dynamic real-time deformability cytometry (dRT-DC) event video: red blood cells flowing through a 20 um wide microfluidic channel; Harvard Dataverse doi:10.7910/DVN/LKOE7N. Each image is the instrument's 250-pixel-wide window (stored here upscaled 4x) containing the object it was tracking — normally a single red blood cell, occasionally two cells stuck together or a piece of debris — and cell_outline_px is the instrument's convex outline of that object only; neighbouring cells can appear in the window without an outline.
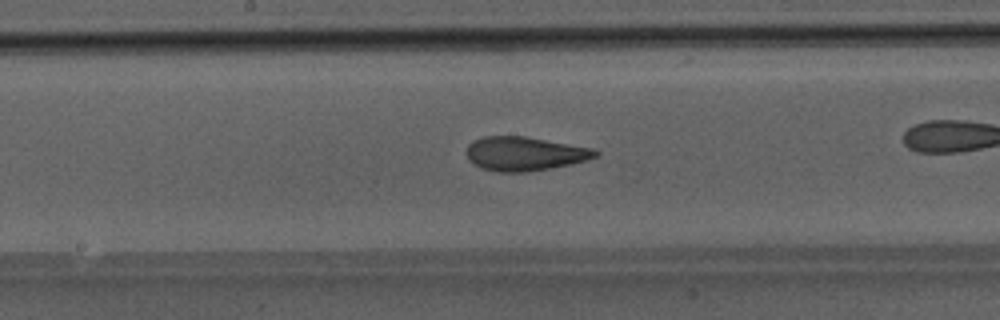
{"species": "Egyptian fruit bat (a non-hibernating species)", "species_latin": "Rousettus aegyptiacus", "temperature_condition": "room temperature", "stored_images_in_passage": 33, "camera_frame_rate_fps": 3000, "um_per_image_px": 0.085, "animal": {"sex": "male"}, "frame": {"image": 1, "passage_image": 19, "time_ms": 6.0, "image_size_px": [1000, 320], "cell_outline_px": [[600, 156], [588, 160], [548, 168], [524, 172], [496, 172], [480, 168], [472, 164], [468, 160], [468, 144], [484, 136], [524, 136], [592, 148], [600, 152]], "centroid_in_image_um": [44.59, 13.07], "position_along_channel_um": 203.6, "area_um2": 25.37}}